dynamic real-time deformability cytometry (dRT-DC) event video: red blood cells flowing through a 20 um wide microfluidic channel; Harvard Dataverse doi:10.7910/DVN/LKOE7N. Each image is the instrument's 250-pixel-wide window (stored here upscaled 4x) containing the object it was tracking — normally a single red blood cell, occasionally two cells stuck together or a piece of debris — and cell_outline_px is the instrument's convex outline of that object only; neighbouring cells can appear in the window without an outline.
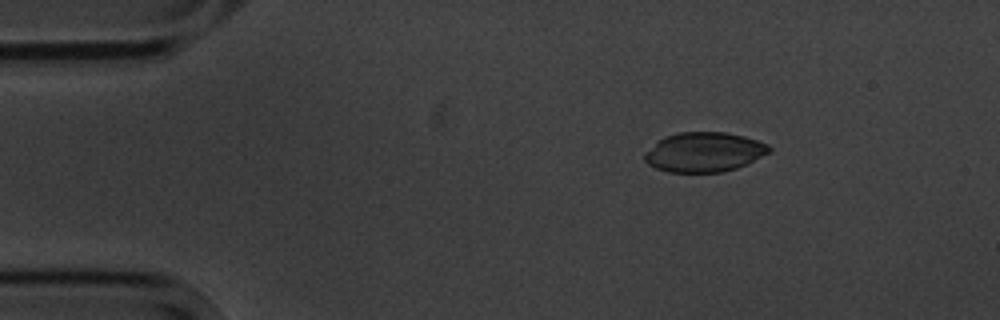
{"species": "common noctule bat (a hibernating species)", "species_latin": "Nyctalus noctula", "temperature_condition": "cold", "stored_images_in_passage": 4, "camera_frame_rate_fps": 3000, "um_per_image_px": 0.085, "animal": {"sex": "male", "body_mass_g": 20.1, "forearm_length_mm": 53.5}, "frame": {"image": 1, "passage_image": 1, "time_ms": 0.0, "image_size_px": [1000, 320], "cell_outline_px": [[772, 152], [736, 168], [724, 172], [668, 172], [656, 168], [648, 164], [644, 160], [644, 152], [664, 136], [680, 132], [728, 132], [744, 136], [768, 144], [772, 148]], "centroid_in_image_um": [59.86, 12.92], "position_along_channel_um": 25.1, "area_um2": 28.9}}